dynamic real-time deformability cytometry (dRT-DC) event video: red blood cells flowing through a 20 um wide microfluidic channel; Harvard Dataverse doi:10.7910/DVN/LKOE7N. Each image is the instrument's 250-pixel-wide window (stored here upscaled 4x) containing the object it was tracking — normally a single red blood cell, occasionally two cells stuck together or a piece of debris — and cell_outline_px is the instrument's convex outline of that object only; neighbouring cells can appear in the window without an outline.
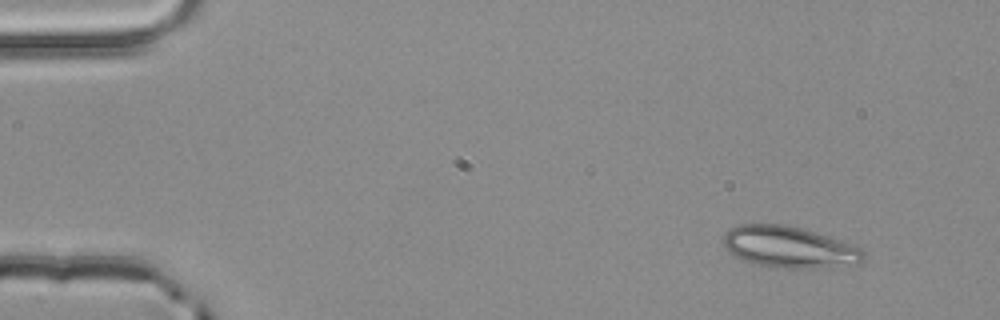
{"species": "common noctule bat (a hibernating species)", "species_latin": "Nyctalus noctula", "temperature_condition": "room temperature", "stored_images_in_passage": 3, "camera_frame_rate_fps": 3000, "um_per_image_px": 0.085, "animal": {"sex": "male", "body_mass_g": 20.4}, "frame": {"image": 1, "passage_image": 1, "time_ms": 0.0, "image_size_px": [1000, 320], "cell_outline_px": [[864, 260], [856, 264], [804, 268], [788, 268], [756, 264], [732, 256], [728, 252], [724, 244], [724, 232], [740, 224], [784, 224], [800, 228], [840, 240], [860, 248], [864, 252]], "centroid_in_image_um": [67.04, 20.99], "position_along_channel_um": 18.0, "area_um2": 33.35}}